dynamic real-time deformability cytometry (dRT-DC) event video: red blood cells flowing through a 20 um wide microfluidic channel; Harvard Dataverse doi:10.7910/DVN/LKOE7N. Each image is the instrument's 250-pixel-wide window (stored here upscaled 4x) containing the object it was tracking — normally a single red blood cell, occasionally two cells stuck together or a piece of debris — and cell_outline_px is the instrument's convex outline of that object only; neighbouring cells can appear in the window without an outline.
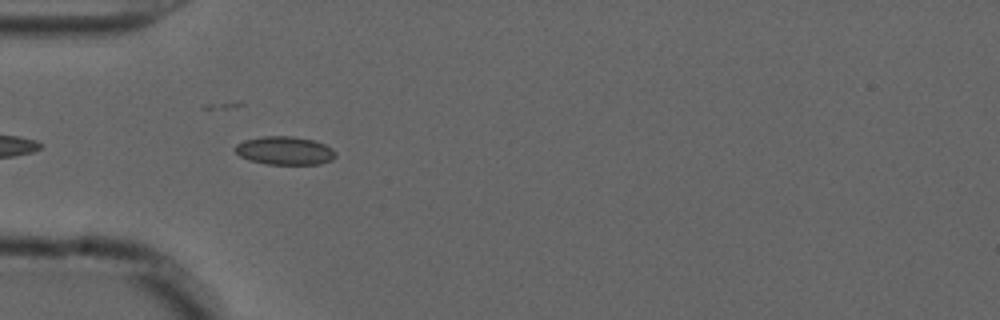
{"species": "common noctule bat (a hibernating species)", "species_latin": "Nyctalus noctula", "temperature_condition": "cold", "stored_images_in_passage": 17, "camera_frame_rate_fps": 3000, "um_per_image_px": 0.085, "animal": {"sex": "male", "forearm_length_mm": 52.5}, "frame": {"image": 1, "passage_image": 3, "time_ms": 0.667, "image_size_px": [1000, 320], "cell_outline_px": [[336, 156], [332, 160], [320, 164], [268, 164], [248, 160], [240, 156], [232, 148], [236, 144], [244, 140], [260, 136], [292, 136], [312, 140], [324, 144], [332, 148], [336, 152]], "centroid_in_image_um": [24.18, 12.8], "position_along_channel_um": 60.8, "area_um2": 16.7}}
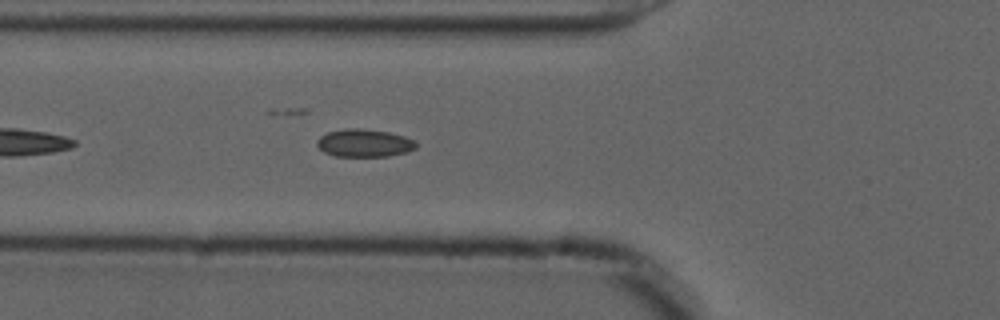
{"frame": {"image": 2, "passage_image": 6, "time_ms": 1.667, "image_size_px": [1000, 320], "cell_outline_px": [[416, 148], [408, 152], [388, 156], [336, 156], [324, 152], [316, 144], [316, 140], [320, 136], [328, 132], [348, 128], [360, 128], [388, 132], [404, 136], [416, 140]], "centroid_in_image_um": [30.98, 12.16], "position_along_channel_um": 94.8, "area_um2": 16.07}}
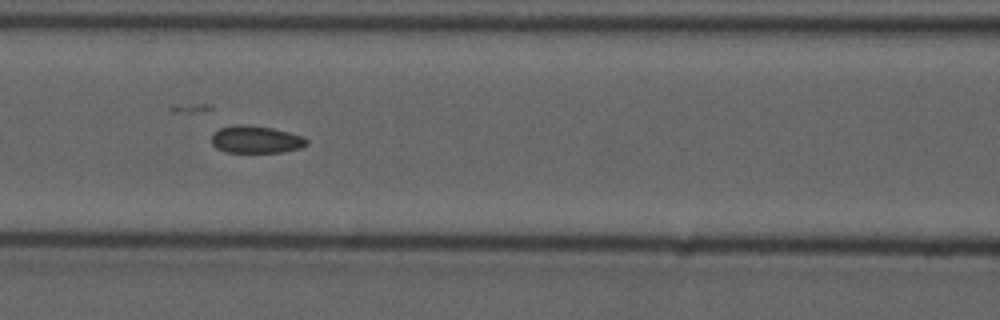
{"frame": {"image": 3, "passage_image": 10, "time_ms": 3.0, "image_size_px": [1000, 320], "cell_outline_px": [[308, 144], [300, 148], [280, 152], [224, 152], [216, 148], [212, 144], [212, 132], [220, 128], [232, 124], [248, 124], [272, 128], [288, 132], [300, 136], [308, 140]], "centroid_in_image_um": [21.7, 11.84], "position_along_channel_um": 144.9, "area_um2": 15.26}}